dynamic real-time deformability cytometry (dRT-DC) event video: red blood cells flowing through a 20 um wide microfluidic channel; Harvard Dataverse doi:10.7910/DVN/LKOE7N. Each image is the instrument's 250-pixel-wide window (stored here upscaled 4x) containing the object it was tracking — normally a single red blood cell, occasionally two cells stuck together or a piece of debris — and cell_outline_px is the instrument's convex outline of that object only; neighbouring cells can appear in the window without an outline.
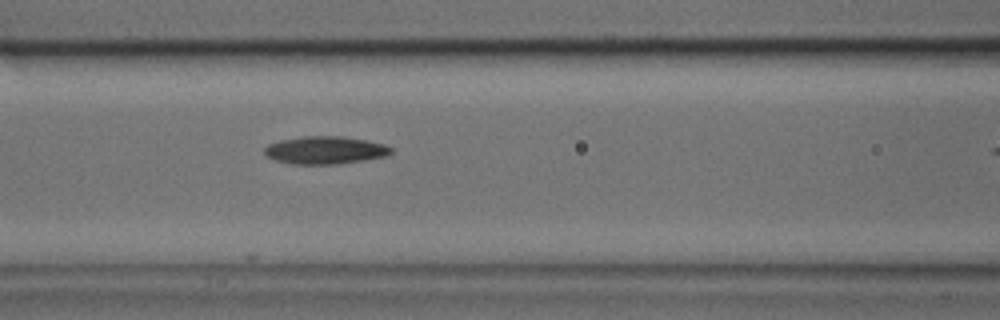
{"species": "common noctule bat (a hibernating species)", "species_latin": "Nyctalus noctula", "temperature_condition": "cold", "stored_images_in_passage": 4, "camera_frame_rate_fps": 3000, "um_per_image_px": 0.085, "animal": {"sex": "male", "body_mass_g": 17.9, "forearm_length_mm": 54.2}, "frame": {"image": 1, "passage_image": 3, "time_ms": 0.667, "image_size_px": [1000, 320], "cell_outline_px": [[392, 152], [388, 156], [364, 160], [336, 164], [292, 164], [276, 160], [268, 156], [264, 152], [264, 148], [268, 144], [280, 140], [304, 136], [340, 136], [364, 140], [384, 144], [392, 148]], "centroid_in_image_um": [27.64, 12.76], "position_along_channel_um": 139.0, "area_um2": 20.35}}